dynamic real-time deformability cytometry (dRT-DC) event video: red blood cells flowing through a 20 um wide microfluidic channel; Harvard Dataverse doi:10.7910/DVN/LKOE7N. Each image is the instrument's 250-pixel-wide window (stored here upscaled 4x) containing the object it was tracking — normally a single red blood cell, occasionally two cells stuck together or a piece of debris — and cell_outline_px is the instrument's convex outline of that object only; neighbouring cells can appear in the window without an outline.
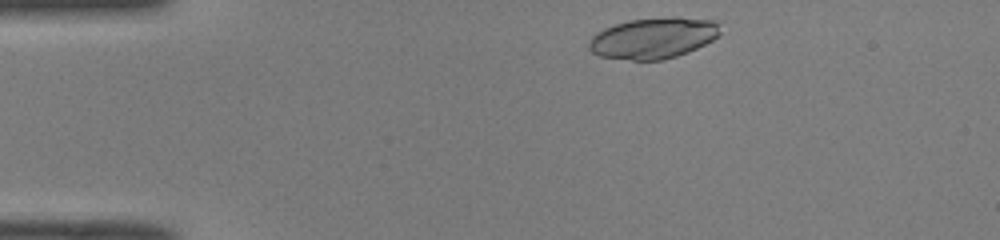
{"species": "common noctule bat (a hibernating species)", "species_latin": "Nyctalus noctula", "temperature_condition": "room temperature", "stored_images_in_passage": 43, "camera_frame_rate_fps": 3000, "um_per_image_px": 0.085, "animal": {"sex": "male", "body_mass_g": 19.0, "forearm_length_mm": 50.8}, "frame": {"image": 1, "passage_image": 2, "time_ms": 0.333, "image_size_px": [1000, 240], "cell_outline_px": [[720, 32], [712, 40], [688, 52], [676, 56], [660, 60], [632, 60], [600, 56], [592, 52], [588, 48], [588, 44], [592, 36], [596, 32], [604, 28], [628, 20], [672, 16], [676, 16], [716, 20]], "centroid_in_image_um": [55.52, 3.22], "position_along_channel_um": 29.5, "area_um2": 31.39}}